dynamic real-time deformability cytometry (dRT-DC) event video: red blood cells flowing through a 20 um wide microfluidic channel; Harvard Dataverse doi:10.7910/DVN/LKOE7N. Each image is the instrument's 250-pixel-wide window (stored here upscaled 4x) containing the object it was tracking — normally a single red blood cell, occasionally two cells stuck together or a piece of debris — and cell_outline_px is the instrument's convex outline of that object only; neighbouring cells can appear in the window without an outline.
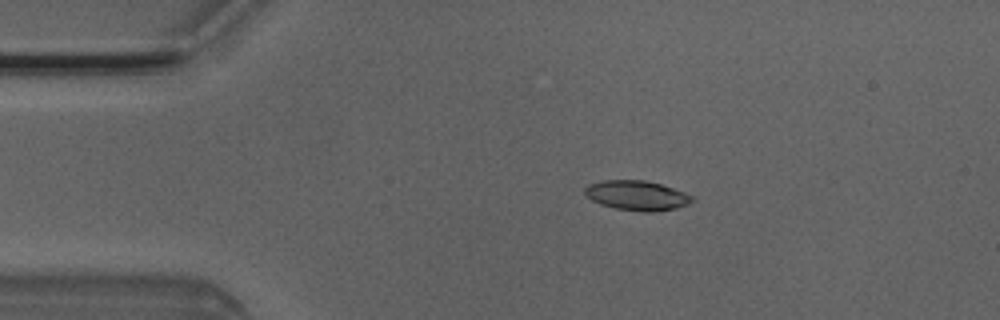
{"species": "Egyptian fruit bat (a non-hibernating species)", "species_latin": "Rousettus aegyptiacus", "temperature_condition": "room temperature", "stored_images_in_passage": 4, "camera_frame_rate_fps": 3000, "um_per_image_px": 0.085, "animal": {"sex": "male"}, "frame": {"image": 1, "passage_image": 3, "time_ms": 0.667, "image_size_px": [1000, 320], "cell_outline_px": [[692, 200], [688, 204], [676, 208], [652, 212], [644, 212], [616, 208], [600, 204], [592, 200], [584, 192], [584, 188], [588, 184], [604, 180], [644, 180], [660, 184], [684, 192], [692, 196]], "centroid_in_image_um": [54.11, 16.61], "position_along_channel_um": 30.9, "area_um2": 18.38}}